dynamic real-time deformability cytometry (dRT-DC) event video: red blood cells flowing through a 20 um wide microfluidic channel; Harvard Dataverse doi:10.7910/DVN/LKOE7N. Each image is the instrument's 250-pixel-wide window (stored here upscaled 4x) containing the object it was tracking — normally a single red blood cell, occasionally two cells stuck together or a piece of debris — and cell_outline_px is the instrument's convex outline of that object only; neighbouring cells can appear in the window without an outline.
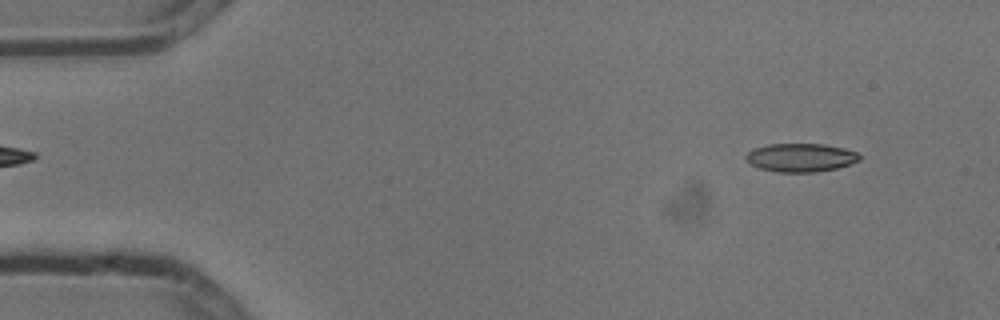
{"species": "common noctule bat (a hibernating species)", "species_latin": "Nyctalus noctula", "temperature_condition": "cold", "stored_images_in_passage": 5, "camera_frame_rate_fps": 3000, "um_per_image_px": 0.085, "animal": {"sex": "male", "body_mass_g": 13.3}, "frame": {"image": 1, "passage_image": 1, "time_ms": 0.0, "image_size_px": [1000, 320], "cell_outline_px": [[860, 160], [836, 168], [816, 172], [780, 172], [760, 168], [752, 164], [744, 156], [748, 152], [756, 148], [768, 144], [824, 144], [844, 148], [856, 152], [860, 156]], "centroid_in_image_um": [68.07, 13.39], "position_along_channel_um": 16.9, "area_um2": 18.55}}
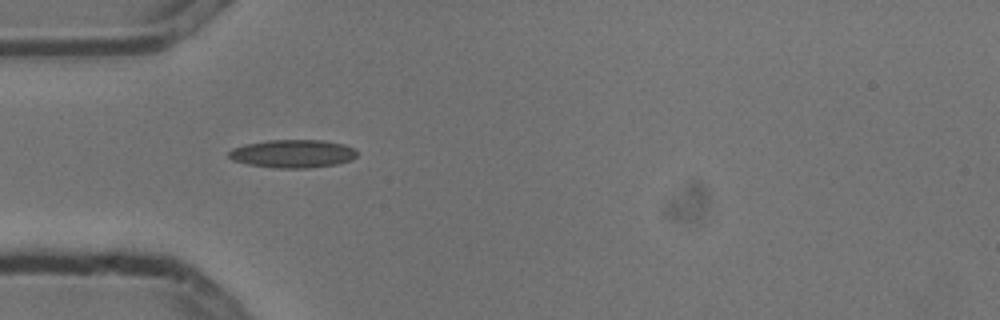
{"frame": {"image": 2, "passage_image": 4, "time_ms": 1.0, "image_size_px": [1000, 320], "cell_outline_px": [[356, 156], [352, 160], [336, 164], [308, 168], [276, 168], [248, 164], [232, 160], [228, 156], [228, 152], [232, 148], [244, 144], [268, 140], [324, 140], [344, 144], [352, 148], [356, 152]], "centroid_in_image_um": [24.86, 13.06], "position_along_channel_um": 60.1, "area_um2": 21.04}}
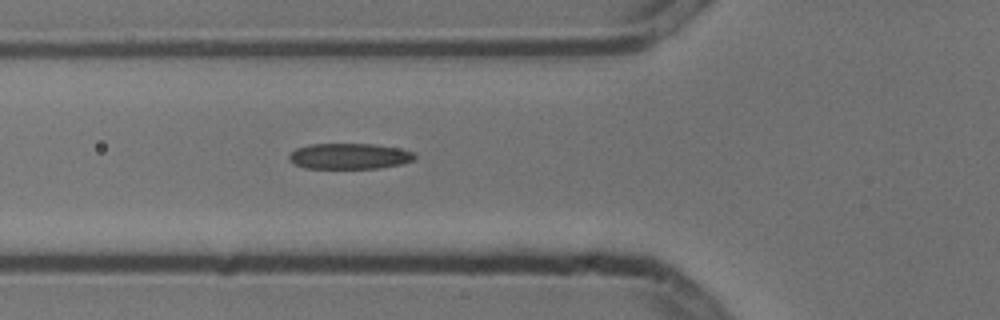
{"frame": {"image": 3, "passage_image": 5, "time_ms": 1.333, "image_size_px": [1000, 320], "cell_outline_px": [[416, 156], [412, 160], [400, 164], [380, 168], [304, 168], [288, 160], [288, 156], [296, 148], [312, 144], [376, 144], [400, 148], [412, 152]], "centroid_in_image_um": [29.69, 13.27], "position_along_channel_um": 96.1, "area_um2": 18.79}}